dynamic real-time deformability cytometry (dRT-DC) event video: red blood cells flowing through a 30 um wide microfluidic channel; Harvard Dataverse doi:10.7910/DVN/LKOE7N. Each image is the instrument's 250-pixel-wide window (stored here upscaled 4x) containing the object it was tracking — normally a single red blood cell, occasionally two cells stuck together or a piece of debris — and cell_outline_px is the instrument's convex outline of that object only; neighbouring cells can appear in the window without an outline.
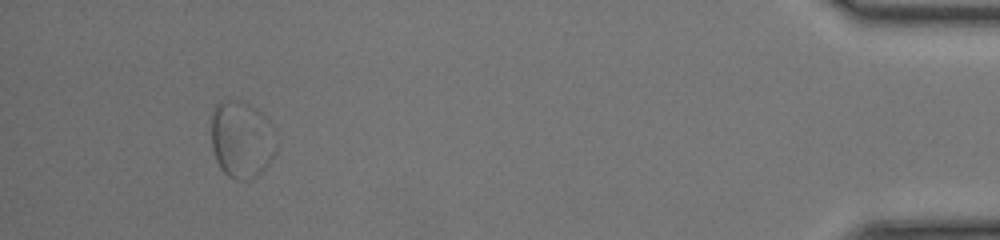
{"species": "common noctule bat (a hibernating species)", "species_latin": "Nyctalus noctula", "temperature_condition": "room temperature", "stored_images_in_passage": 40, "segment_of_instrument_passage": [2, 2], "camera_frame_rate_fps": 3000, "um_per_image_px": 0.085, "animal": {"sex": "female", "body_mass_g": 17.0, "forearm_length_mm": 48.0}, "frame": {"image": 1, "passage_image": 36, "time_ms": 11.667, "image_size_px": [1000, 240], "cell_outline_px": [[276, 152], [268, 164], [256, 176], [248, 180], [236, 180], [228, 176], [220, 168], [216, 160], [212, 148], [212, 108], [220, 100], [240, 100], [256, 108], [272, 124], [276, 132]], "centroid_in_image_um": [20.54, 11.84], "position_along_channel_um": 414.7, "area_um2": 29.59}}